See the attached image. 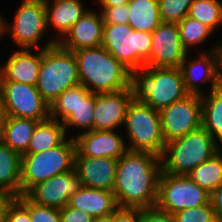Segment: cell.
<instances>
[{
    "label": "cell",
    "instance_id": "cell-1",
    "mask_svg": "<svg viewBox=\"0 0 222 222\" xmlns=\"http://www.w3.org/2000/svg\"><path fill=\"white\" fill-rule=\"evenodd\" d=\"M161 172V157L127 150L116 167L113 193L118 207L156 206Z\"/></svg>",
    "mask_w": 222,
    "mask_h": 222
},
{
    "label": "cell",
    "instance_id": "cell-2",
    "mask_svg": "<svg viewBox=\"0 0 222 222\" xmlns=\"http://www.w3.org/2000/svg\"><path fill=\"white\" fill-rule=\"evenodd\" d=\"M80 84L95 94L112 93L130 87L131 71L103 46L74 51Z\"/></svg>",
    "mask_w": 222,
    "mask_h": 222
},
{
    "label": "cell",
    "instance_id": "cell-3",
    "mask_svg": "<svg viewBox=\"0 0 222 222\" xmlns=\"http://www.w3.org/2000/svg\"><path fill=\"white\" fill-rule=\"evenodd\" d=\"M130 87L134 100L144 102L158 111L189 94L184 87L180 67L145 66L132 70Z\"/></svg>",
    "mask_w": 222,
    "mask_h": 222
},
{
    "label": "cell",
    "instance_id": "cell-4",
    "mask_svg": "<svg viewBox=\"0 0 222 222\" xmlns=\"http://www.w3.org/2000/svg\"><path fill=\"white\" fill-rule=\"evenodd\" d=\"M220 149L219 144L201 125L185 136L166 143L161 156L162 172L187 175Z\"/></svg>",
    "mask_w": 222,
    "mask_h": 222
},
{
    "label": "cell",
    "instance_id": "cell-5",
    "mask_svg": "<svg viewBox=\"0 0 222 222\" xmlns=\"http://www.w3.org/2000/svg\"><path fill=\"white\" fill-rule=\"evenodd\" d=\"M80 84L74 52L58 43L42 49V61L36 84L42 98L50 104L66 89Z\"/></svg>",
    "mask_w": 222,
    "mask_h": 222
},
{
    "label": "cell",
    "instance_id": "cell-6",
    "mask_svg": "<svg viewBox=\"0 0 222 222\" xmlns=\"http://www.w3.org/2000/svg\"><path fill=\"white\" fill-rule=\"evenodd\" d=\"M71 137L52 149L21 156V195L36 184L74 168L76 141Z\"/></svg>",
    "mask_w": 222,
    "mask_h": 222
},
{
    "label": "cell",
    "instance_id": "cell-7",
    "mask_svg": "<svg viewBox=\"0 0 222 222\" xmlns=\"http://www.w3.org/2000/svg\"><path fill=\"white\" fill-rule=\"evenodd\" d=\"M129 151L151 152L161 157L166 145L159 111L134 99L127 108L124 121Z\"/></svg>",
    "mask_w": 222,
    "mask_h": 222
},
{
    "label": "cell",
    "instance_id": "cell-8",
    "mask_svg": "<svg viewBox=\"0 0 222 222\" xmlns=\"http://www.w3.org/2000/svg\"><path fill=\"white\" fill-rule=\"evenodd\" d=\"M102 46L130 71L144 68L150 59L151 33L129 24L104 23Z\"/></svg>",
    "mask_w": 222,
    "mask_h": 222
},
{
    "label": "cell",
    "instance_id": "cell-9",
    "mask_svg": "<svg viewBox=\"0 0 222 222\" xmlns=\"http://www.w3.org/2000/svg\"><path fill=\"white\" fill-rule=\"evenodd\" d=\"M210 193L197 185L188 175H173L161 172L156 206L174 215L191 207L209 202Z\"/></svg>",
    "mask_w": 222,
    "mask_h": 222
},
{
    "label": "cell",
    "instance_id": "cell-10",
    "mask_svg": "<svg viewBox=\"0 0 222 222\" xmlns=\"http://www.w3.org/2000/svg\"><path fill=\"white\" fill-rule=\"evenodd\" d=\"M13 20V24L9 25L3 19V34L9 32L20 48H38L48 28L45 0H22Z\"/></svg>",
    "mask_w": 222,
    "mask_h": 222
},
{
    "label": "cell",
    "instance_id": "cell-11",
    "mask_svg": "<svg viewBox=\"0 0 222 222\" xmlns=\"http://www.w3.org/2000/svg\"><path fill=\"white\" fill-rule=\"evenodd\" d=\"M0 90L6 116L44 121L49 118V104L36 86L10 80H0Z\"/></svg>",
    "mask_w": 222,
    "mask_h": 222
},
{
    "label": "cell",
    "instance_id": "cell-12",
    "mask_svg": "<svg viewBox=\"0 0 222 222\" xmlns=\"http://www.w3.org/2000/svg\"><path fill=\"white\" fill-rule=\"evenodd\" d=\"M164 141L175 140L201 126V96L188 94L159 111Z\"/></svg>",
    "mask_w": 222,
    "mask_h": 222
},
{
    "label": "cell",
    "instance_id": "cell-13",
    "mask_svg": "<svg viewBox=\"0 0 222 222\" xmlns=\"http://www.w3.org/2000/svg\"><path fill=\"white\" fill-rule=\"evenodd\" d=\"M188 55L183 46L178 24L161 22L151 33L150 59L145 66L156 68H176Z\"/></svg>",
    "mask_w": 222,
    "mask_h": 222
},
{
    "label": "cell",
    "instance_id": "cell-14",
    "mask_svg": "<svg viewBox=\"0 0 222 222\" xmlns=\"http://www.w3.org/2000/svg\"><path fill=\"white\" fill-rule=\"evenodd\" d=\"M81 187V180L73 168L36 184L25 196L37 205L61 209Z\"/></svg>",
    "mask_w": 222,
    "mask_h": 222
},
{
    "label": "cell",
    "instance_id": "cell-15",
    "mask_svg": "<svg viewBox=\"0 0 222 222\" xmlns=\"http://www.w3.org/2000/svg\"><path fill=\"white\" fill-rule=\"evenodd\" d=\"M218 46L213 47L208 53H202L196 59L187 60V55L181 63L180 69L183 76L184 87L189 94L202 95L200 82L210 81L211 90L218 88L219 80V54ZM202 69V70H201Z\"/></svg>",
    "mask_w": 222,
    "mask_h": 222
},
{
    "label": "cell",
    "instance_id": "cell-16",
    "mask_svg": "<svg viewBox=\"0 0 222 222\" xmlns=\"http://www.w3.org/2000/svg\"><path fill=\"white\" fill-rule=\"evenodd\" d=\"M132 99L131 87L112 93L96 94L93 130H115L123 126Z\"/></svg>",
    "mask_w": 222,
    "mask_h": 222
},
{
    "label": "cell",
    "instance_id": "cell-17",
    "mask_svg": "<svg viewBox=\"0 0 222 222\" xmlns=\"http://www.w3.org/2000/svg\"><path fill=\"white\" fill-rule=\"evenodd\" d=\"M118 159L82 156L77 150L74 169L82 186L113 191Z\"/></svg>",
    "mask_w": 222,
    "mask_h": 222
},
{
    "label": "cell",
    "instance_id": "cell-18",
    "mask_svg": "<svg viewBox=\"0 0 222 222\" xmlns=\"http://www.w3.org/2000/svg\"><path fill=\"white\" fill-rule=\"evenodd\" d=\"M76 150L86 157L119 159L128 150L123 137L114 130H91L74 137Z\"/></svg>",
    "mask_w": 222,
    "mask_h": 222
},
{
    "label": "cell",
    "instance_id": "cell-19",
    "mask_svg": "<svg viewBox=\"0 0 222 222\" xmlns=\"http://www.w3.org/2000/svg\"><path fill=\"white\" fill-rule=\"evenodd\" d=\"M56 44L55 39L49 40L36 54L31 53V49L21 48L14 51L5 64L0 67V80H10L36 86L42 61V49Z\"/></svg>",
    "mask_w": 222,
    "mask_h": 222
},
{
    "label": "cell",
    "instance_id": "cell-20",
    "mask_svg": "<svg viewBox=\"0 0 222 222\" xmlns=\"http://www.w3.org/2000/svg\"><path fill=\"white\" fill-rule=\"evenodd\" d=\"M103 27L101 12L87 9L85 14L57 43L72 52L83 48L100 47L102 46Z\"/></svg>",
    "mask_w": 222,
    "mask_h": 222
},
{
    "label": "cell",
    "instance_id": "cell-21",
    "mask_svg": "<svg viewBox=\"0 0 222 222\" xmlns=\"http://www.w3.org/2000/svg\"><path fill=\"white\" fill-rule=\"evenodd\" d=\"M68 206L93 217L109 215L118 208L113 191L85 186L70 197Z\"/></svg>",
    "mask_w": 222,
    "mask_h": 222
},
{
    "label": "cell",
    "instance_id": "cell-22",
    "mask_svg": "<svg viewBox=\"0 0 222 222\" xmlns=\"http://www.w3.org/2000/svg\"><path fill=\"white\" fill-rule=\"evenodd\" d=\"M52 3L45 0L47 27L51 25L59 32L55 39L58 42L87 10L82 0H53Z\"/></svg>",
    "mask_w": 222,
    "mask_h": 222
},
{
    "label": "cell",
    "instance_id": "cell-23",
    "mask_svg": "<svg viewBox=\"0 0 222 222\" xmlns=\"http://www.w3.org/2000/svg\"><path fill=\"white\" fill-rule=\"evenodd\" d=\"M0 196H21V155L0 140Z\"/></svg>",
    "mask_w": 222,
    "mask_h": 222
},
{
    "label": "cell",
    "instance_id": "cell-24",
    "mask_svg": "<svg viewBox=\"0 0 222 222\" xmlns=\"http://www.w3.org/2000/svg\"><path fill=\"white\" fill-rule=\"evenodd\" d=\"M38 122L30 118L5 116L1 140L22 156L27 151Z\"/></svg>",
    "mask_w": 222,
    "mask_h": 222
},
{
    "label": "cell",
    "instance_id": "cell-25",
    "mask_svg": "<svg viewBox=\"0 0 222 222\" xmlns=\"http://www.w3.org/2000/svg\"><path fill=\"white\" fill-rule=\"evenodd\" d=\"M201 125L222 146V85L201 95Z\"/></svg>",
    "mask_w": 222,
    "mask_h": 222
},
{
    "label": "cell",
    "instance_id": "cell-26",
    "mask_svg": "<svg viewBox=\"0 0 222 222\" xmlns=\"http://www.w3.org/2000/svg\"><path fill=\"white\" fill-rule=\"evenodd\" d=\"M128 24L135 31L152 33L162 22L159 0H130Z\"/></svg>",
    "mask_w": 222,
    "mask_h": 222
},
{
    "label": "cell",
    "instance_id": "cell-27",
    "mask_svg": "<svg viewBox=\"0 0 222 222\" xmlns=\"http://www.w3.org/2000/svg\"><path fill=\"white\" fill-rule=\"evenodd\" d=\"M66 132L61 121L48 118L39 121L33 131L25 154L37 153L52 149L66 139Z\"/></svg>",
    "mask_w": 222,
    "mask_h": 222
},
{
    "label": "cell",
    "instance_id": "cell-28",
    "mask_svg": "<svg viewBox=\"0 0 222 222\" xmlns=\"http://www.w3.org/2000/svg\"><path fill=\"white\" fill-rule=\"evenodd\" d=\"M96 94L90 92L84 85L79 84V102L69 116L62 122L67 132L68 128L76 127L85 129V132L93 130L94 107Z\"/></svg>",
    "mask_w": 222,
    "mask_h": 222
},
{
    "label": "cell",
    "instance_id": "cell-29",
    "mask_svg": "<svg viewBox=\"0 0 222 222\" xmlns=\"http://www.w3.org/2000/svg\"><path fill=\"white\" fill-rule=\"evenodd\" d=\"M197 185L211 193L222 182V149L187 174Z\"/></svg>",
    "mask_w": 222,
    "mask_h": 222
},
{
    "label": "cell",
    "instance_id": "cell-30",
    "mask_svg": "<svg viewBox=\"0 0 222 222\" xmlns=\"http://www.w3.org/2000/svg\"><path fill=\"white\" fill-rule=\"evenodd\" d=\"M188 16L201 21L213 31L222 24L221 0H193Z\"/></svg>",
    "mask_w": 222,
    "mask_h": 222
},
{
    "label": "cell",
    "instance_id": "cell-31",
    "mask_svg": "<svg viewBox=\"0 0 222 222\" xmlns=\"http://www.w3.org/2000/svg\"><path fill=\"white\" fill-rule=\"evenodd\" d=\"M178 28L181 42L188 52L190 47H195L197 44L199 45L202 42H205V40L214 32L201 21L188 15L178 23Z\"/></svg>",
    "mask_w": 222,
    "mask_h": 222
},
{
    "label": "cell",
    "instance_id": "cell-32",
    "mask_svg": "<svg viewBox=\"0 0 222 222\" xmlns=\"http://www.w3.org/2000/svg\"><path fill=\"white\" fill-rule=\"evenodd\" d=\"M78 102L79 85L66 89L49 104V118L63 122L76 108Z\"/></svg>",
    "mask_w": 222,
    "mask_h": 222
},
{
    "label": "cell",
    "instance_id": "cell-33",
    "mask_svg": "<svg viewBox=\"0 0 222 222\" xmlns=\"http://www.w3.org/2000/svg\"><path fill=\"white\" fill-rule=\"evenodd\" d=\"M193 0H159L162 22L178 24L188 15Z\"/></svg>",
    "mask_w": 222,
    "mask_h": 222
},
{
    "label": "cell",
    "instance_id": "cell-34",
    "mask_svg": "<svg viewBox=\"0 0 222 222\" xmlns=\"http://www.w3.org/2000/svg\"><path fill=\"white\" fill-rule=\"evenodd\" d=\"M16 198L29 210L31 222H61L58 208L37 205L25 195Z\"/></svg>",
    "mask_w": 222,
    "mask_h": 222
},
{
    "label": "cell",
    "instance_id": "cell-35",
    "mask_svg": "<svg viewBox=\"0 0 222 222\" xmlns=\"http://www.w3.org/2000/svg\"><path fill=\"white\" fill-rule=\"evenodd\" d=\"M176 222H217L210 201L203 206L191 207L174 214Z\"/></svg>",
    "mask_w": 222,
    "mask_h": 222
},
{
    "label": "cell",
    "instance_id": "cell-36",
    "mask_svg": "<svg viewBox=\"0 0 222 222\" xmlns=\"http://www.w3.org/2000/svg\"><path fill=\"white\" fill-rule=\"evenodd\" d=\"M6 222H31L29 210L16 198L6 196Z\"/></svg>",
    "mask_w": 222,
    "mask_h": 222
},
{
    "label": "cell",
    "instance_id": "cell-37",
    "mask_svg": "<svg viewBox=\"0 0 222 222\" xmlns=\"http://www.w3.org/2000/svg\"><path fill=\"white\" fill-rule=\"evenodd\" d=\"M101 14L104 23L128 24L130 11L127 4H122L116 7H102Z\"/></svg>",
    "mask_w": 222,
    "mask_h": 222
},
{
    "label": "cell",
    "instance_id": "cell-38",
    "mask_svg": "<svg viewBox=\"0 0 222 222\" xmlns=\"http://www.w3.org/2000/svg\"><path fill=\"white\" fill-rule=\"evenodd\" d=\"M141 222H176L174 215L157 206L141 208Z\"/></svg>",
    "mask_w": 222,
    "mask_h": 222
},
{
    "label": "cell",
    "instance_id": "cell-39",
    "mask_svg": "<svg viewBox=\"0 0 222 222\" xmlns=\"http://www.w3.org/2000/svg\"><path fill=\"white\" fill-rule=\"evenodd\" d=\"M61 222H93L94 217L81 210L65 205L59 209Z\"/></svg>",
    "mask_w": 222,
    "mask_h": 222
},
{
    "label": "cell",
    "instance_id": "cell-40",
    "mask_svg": "<svg viewBox=\"0 0 222 222\" xmlns=\"http://www.w3.org/2000/svg\"><path fill=\"white\" fill-rule=\"evenodd\" d=\"M113 222H141V208L118 207Z\"/></svg>",
    "mask_w": 222,
    "mask_h": 222
},
{
    "label": "cell",
    "instance_id": "cell-41",
    "mask_svg": "<svg viewBox=\"0 0 222 222\" xmlns=\"http://www.w3.org/2000/svg\"><path fill=\"white\" fill-rule=\"evenodd\" d=\"M209 201L216 217L222 216V182L210 193Z\"/></svg>",
    "mask_w": 222,
    "mask_h": 222
},
{
    "label": "cell",
    "instance_id": "cell-42",
    "mask_svg": "<svg viewBox=\"0 0 222 222\" xmlns=\"http://www.w3.org/2000/svg\"><path fill=\"white\" fill-rule=\"evenodd\" d=\"M130 0H98L101 7H116L122 4H128Z\"/></svg>",
    "mask_w": 222,
    "mask_h": 222
},
{
    "label": "cell",
    "instance_id": "cell-43",
    "mask_svg": "<svg viewBox=\"0 0 222 222\" xmlns=\"http://www.w3.org/2000/svg\"><path fill=\"white\" fill-rule=\"evenodd\" d=\"M5 116L6 115H5V111H4L3 97H2L1 90H0V140H1V136H2Z\"/></svg>",
    "mask_w": 222,
    "mask_h": 222
},
{
    "label": "cell",
    "instance_id": "cell-44",
    "mask_svg": "<svg viewBox=\"0 0 222 222\" xmlns=\"http://www.w3.org/2000/svg\"><path fill=\"white\" fill-rule=\"evenodd\" d=\"M6 196H0V222H6Z\"/></svg>",
    "mask_w": 222,
    "mask_h": 222
},
{
    "label": "cell",
    "instance_id": "cell-45",
    "mask_svg": "<svg viewBox=\"0 0 222 222\" xmlns=\"http://www.w3.org/2000/svg\"><path fill=\"white\" fill-rule=\"evenodd\" d=\"M218 54H219V80L220 84L222 85V42H219L218 46Z\"/></svg>",
    "mask_w": 222,
    "mask_h": 222
},
{
    "label": "cell",
    "instance_id": "cell-46",
    "mask_svg": "<svg viewBox=\"0 0 222 222\" xmlns=\"http://www.w3.org/2000/svg\"><path fill=\"white\" fill-rule=\"evenodd\" d=\"M93 222H113V213L105 216L94 217Z\"/></svg>",
    "mask_w": 222,
    "mask_h": 222
},
{
    "label": "cell",
    "instance_id": "cell-47",
    "mask_svg": "<svg viewBox=\"0 0 222 222\" xmlns=\"http://www.w3.org/2000/svg\"><path fill=\"white\" fill-rule=\"evenodd\" d=\"M3 17L1 16V14H0V39H1V37H3Z\"/></svg>",
    "mask_w": 222,
    "mask_h": 222
},
{
    "label": "cell",
    "instance_id": "cell-48",
    "mask_svg": "<svg viewBox=\"0 0 222 222\" xmlns=\"http://www.w3.org/2000/svg\"><path fill=\"white\" fill-rule=\"evenodd\" d=\"M217 222H222V216L217 217Z\"/></svg>",
    "mask_w": 222,
    "mask_h": 222
}]
</instances>
